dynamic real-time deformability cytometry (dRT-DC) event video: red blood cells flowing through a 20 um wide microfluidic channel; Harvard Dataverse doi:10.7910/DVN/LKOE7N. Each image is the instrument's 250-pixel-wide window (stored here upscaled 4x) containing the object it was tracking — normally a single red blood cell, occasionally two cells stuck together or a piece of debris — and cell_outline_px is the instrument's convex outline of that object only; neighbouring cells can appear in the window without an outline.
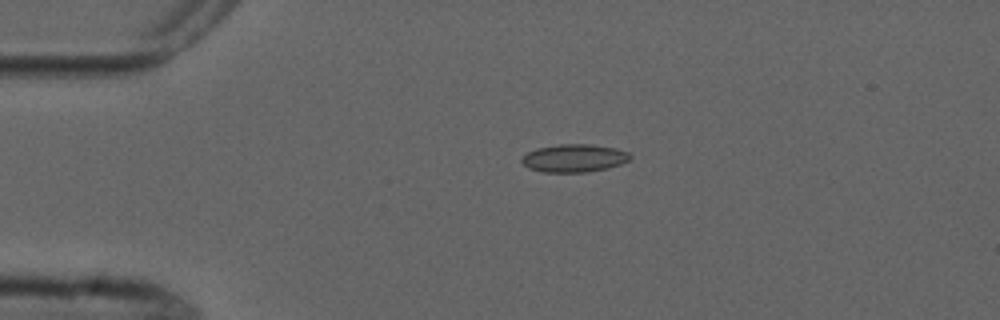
{"species": "common noctule bat (a hibernating species)", "species_latin": "Nyctalus noctula", "temperature_condition": "cold", "stored_images_in_passage": 2, "camera_frame_rate_fps": 3000, "um_per_image_px": 0.085, "animal": {"sex": "male", "forearm_length_mm": 52.5}, "frame": {"image": 1, "passage_image": 1, "time_ms": 0.0, "image_size_px": [1000, 320], "cell_outline_px": [[632, 156], [628, 160], [620, 164], [608, 168], [584, 172], [544, 172], [528, 168], [520, 160], [528, 152], [536, 148], [560, 144], [592, 144], [616, 148], [628, 152]], "centroid_in_image_um": [48.8, 13.43], "position_along_channel_um": 36.2, "area_um2": 17.57}}